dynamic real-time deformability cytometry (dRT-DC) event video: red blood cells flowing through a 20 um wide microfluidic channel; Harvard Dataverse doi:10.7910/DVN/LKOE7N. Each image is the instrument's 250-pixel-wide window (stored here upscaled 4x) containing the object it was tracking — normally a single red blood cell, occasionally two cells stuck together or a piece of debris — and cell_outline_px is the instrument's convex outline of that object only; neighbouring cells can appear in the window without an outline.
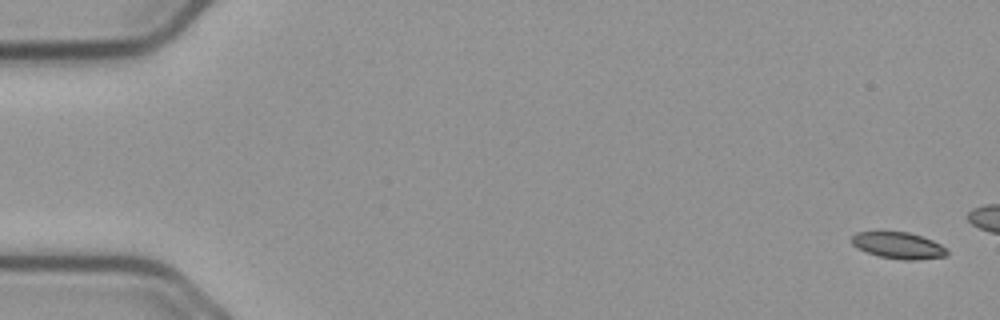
{"species": "common noctule bat (a hibernating species)", "species_latin": "Nyctalus noctula", "temperature_condition": "cold", "stored_images_in_passage": 13, "camera_frame_rate_fps": 3000, "um_per_image_px": 0.085, "animal": {"sex": "male", "body_mass_g": 23.1, "forearm_length_mm": 52.7}, "frame": {"image": 1, "passage_image": 1, "time_ms": 0.0, "image_size_px": [1000, 320], "cell_outline_px": [[948, 256], [916, 260], [904, 260], [880, 256], [868, 252], [852, 244], [852, 236], [856, 232], [880, 228], [908, 232], [932, 240], [948, 248]], "centroid_in_image_um": [76.35, 20.81], "position_along_channel_um": 8.7, "area_um2": 15.32}}